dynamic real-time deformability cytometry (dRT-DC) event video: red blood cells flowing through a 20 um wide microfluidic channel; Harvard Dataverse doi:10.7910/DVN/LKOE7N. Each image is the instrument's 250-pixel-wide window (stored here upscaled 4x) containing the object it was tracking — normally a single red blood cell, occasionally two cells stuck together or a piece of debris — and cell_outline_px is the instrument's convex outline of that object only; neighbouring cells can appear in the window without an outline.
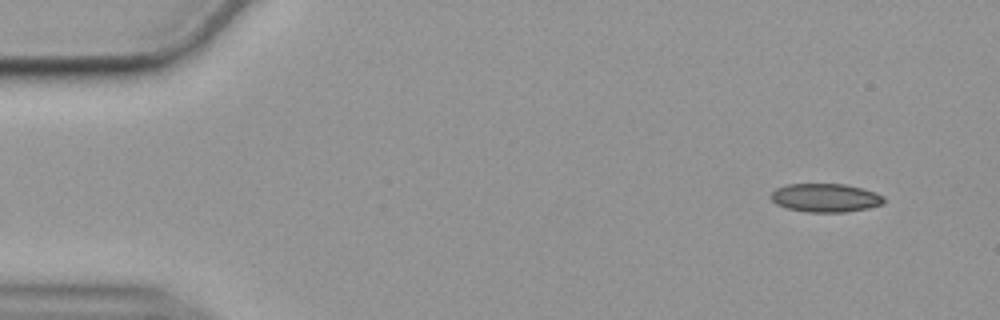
{"species": "common noctule bat (a hibernating species)", "species_latin": "Nyctalus noctula", "temperature_condition": "cold", "stored_images_in_passage": 53, "camera_frame_rate_fps": 3000, "um_per_image_px": 0.085, "animal": {"sex": "female", "body_mass_g": 19.9}, "frame": {"image": 1, "passage_image": 1, "time_ms": 0.0, "image_size_px": [1000, 320], "cell_outline_px": [[884, 204], [868, 208], [844, 212], [808, 212], [788, 208], [776, 204], [768, 196], [776, 188], [788, 184], [844, 184], [876, 192], [884, 196]], "centroid_in_image_um": [70.16, 16.81], "position_along_channel_um": 14.8, "area_um2": 18.79}}
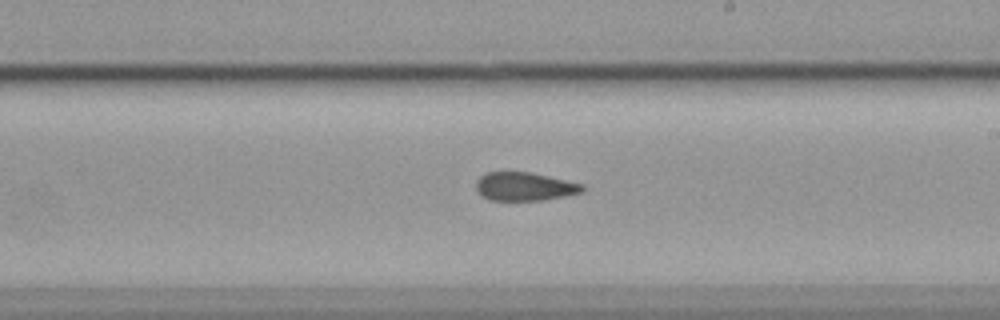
{"frame": {"image": 2, "passage_image": 29, "time_ms": 9.333, "image_size_px": [1000, 320], "cell_outline_px": [[584, 192], [544, 200], [488, 200], [480, 196], [476, 192], [476, 180], [480, 176], [488, 172], [528, 172], [584, 184]], "centroid_in_image_um": [44.55, 15.86], "position_along_channel_um": 244.4, "area_um2": 17.69}}
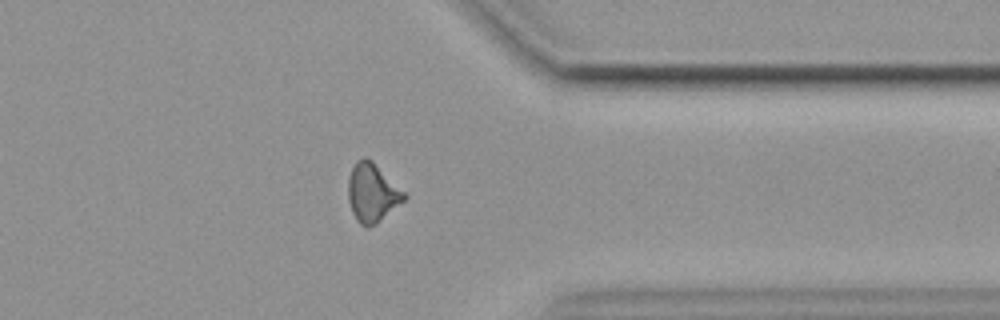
{"frame": {"image": 3, "passage_image": 41, "time_ms": 13.333, "image_size_px": [1000, 320], "cell_outline_px": [[408, 196], [404, 200], [376, 224], [368, 228], [364, 228], [356, 220], [352, 212], [348, 200], [348, 180], [352, 168], [356, 160], [364, 156], [372, 160]], "centroid_in_image_um": [31.61, 16.39], "position_along_channel_um": 379.8, "area_um2": 19.07}, "authors_computed_cell_mechanics": {"area_um2": 18.6116, "velocity_mm_per_s": 3.567, "shape_relaxation_time_tau1_ms": null, "shape_relaxation_time_tau2_ms": 4.0612, "deformation_change_tau1": null, "deformation_change_tau2": 0.1049}}